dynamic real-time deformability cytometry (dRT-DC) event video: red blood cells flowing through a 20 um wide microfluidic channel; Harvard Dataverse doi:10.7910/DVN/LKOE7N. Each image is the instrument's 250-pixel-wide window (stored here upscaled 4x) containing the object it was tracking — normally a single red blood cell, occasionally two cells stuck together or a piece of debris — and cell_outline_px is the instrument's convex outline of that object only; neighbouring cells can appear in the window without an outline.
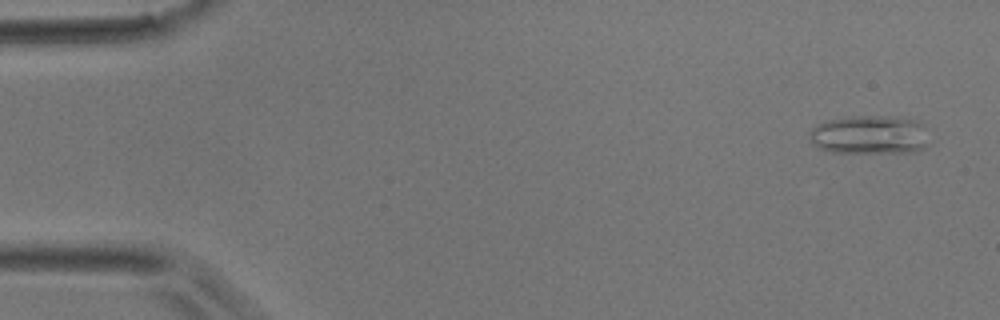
{"species": "common noctule bat (a hibernating species)", "species_latin": "Nyctalus noctula", "temperature_condition": "room temperature", "stored_images_in_passage": 3, "camera_frame_rate_fps": 3000, "um_per_image_px": 0.085, "animal": {"sex": "male", "body_mass_g": 17.9}, "frame": {"image": 1, "passage_image": 1, "time_ms": 0.0, "image_size_px": [1000, 320], "cell_outline_px": [[928, 144], [920, 152], [832, 152], [816, 148], [808, 136], [808, 132], [812, 128], [828, 120], [852, 116], [896, 116], [916, 120], [924, 124]], "centroid_in_image_um": [73.94, 11.46], "position_along_channel_um": 11.1, "area_um2": 27.34}}